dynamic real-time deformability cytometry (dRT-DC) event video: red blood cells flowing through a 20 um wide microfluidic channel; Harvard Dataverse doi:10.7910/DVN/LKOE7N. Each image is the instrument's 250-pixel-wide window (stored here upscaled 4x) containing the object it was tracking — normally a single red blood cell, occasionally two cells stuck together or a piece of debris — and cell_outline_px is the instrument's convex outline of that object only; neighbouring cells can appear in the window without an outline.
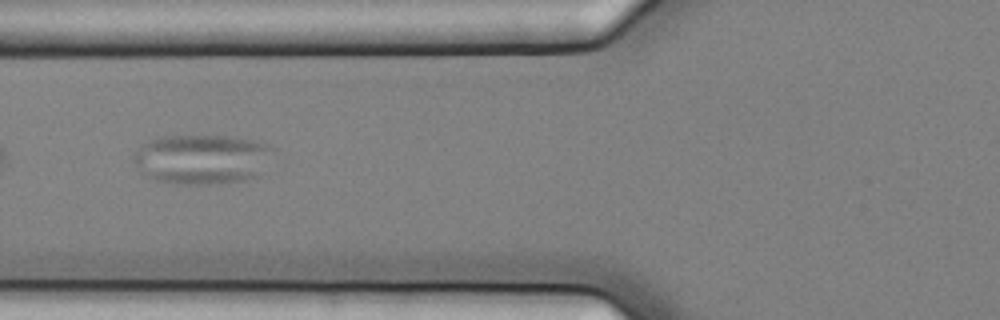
{"species": "common noctule bat (a hibernating species)", "species_latin": "Nyctalus noctula", "temperature_condition": "cold", "stored_images_in_passage": 11, "camera_frame_rate_fps": 3000, "um_per_image_px": 0.085, "animal": {"sex": "female", "body_mass_g": 25.1}, "frame": {"image": 1, "passage_image": 6, "time_ms": 1.667, "image_size_px": [1000, 320], "cell_outline_px": [[276, 148], [260, 176], [248, 180], [208, 184], [180, 184], [156, 180], [140, 172], [132, 160], [132, 156], [140, 144], [160, 136], [236, 136], [252, 140]], "centroid_in_image_um": [17.17, 13.52], "position_along_channel_um": 108.6, "area_um2": 40.98}}
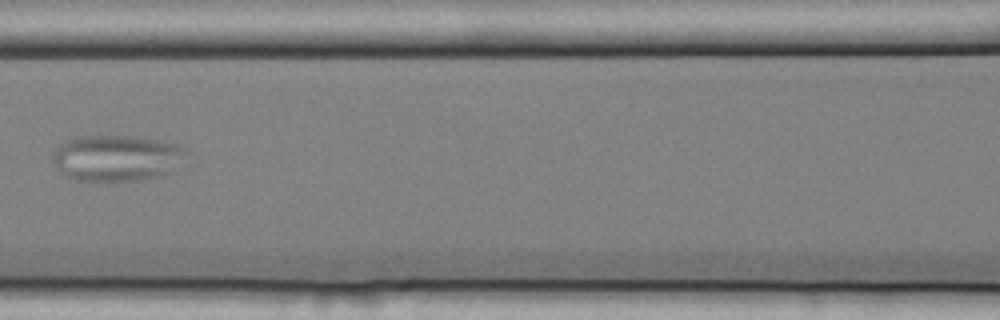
{"frame": {"image": 2, "passage_image": 7, "time_ms": 2.0, "image_size_px": [1000, 320], "cell_outline_px": [[184, 152], [160, 176], [144, 180], [108, 184], [76, 180], [64, 176], [60, 172], [52, 156], [52, 152], [60, 144], [68, 140], [80, 136], [132, 136], [156, 140], [176, 144], [184, 148]], "centroid_in_image_um": [9.75, 13.47], "position_along_channel_um": 156.9, "area_um2": 35.66}}
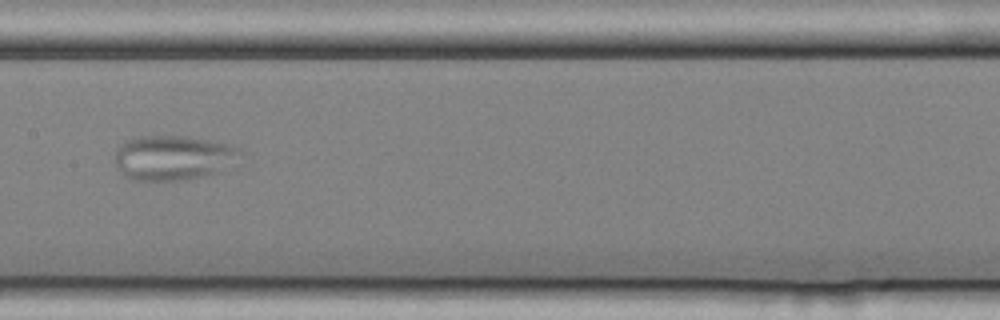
{"frame": {"image": 3, "passage_image": 8, "time_ms": 2.333, "image_size_px": [1000, 320], "cell_outline_px": [[244, 152], [216, 172], [188, 180], [132, 180], [116, 164], [116, 148], [124, 140], [140, 136], [188, 136], [228, 144], [240, 148]], "centroid_in_image_um": [14.69, 13.38], "position_along_channel_um": 192.7, "area_um2": 32.19}}